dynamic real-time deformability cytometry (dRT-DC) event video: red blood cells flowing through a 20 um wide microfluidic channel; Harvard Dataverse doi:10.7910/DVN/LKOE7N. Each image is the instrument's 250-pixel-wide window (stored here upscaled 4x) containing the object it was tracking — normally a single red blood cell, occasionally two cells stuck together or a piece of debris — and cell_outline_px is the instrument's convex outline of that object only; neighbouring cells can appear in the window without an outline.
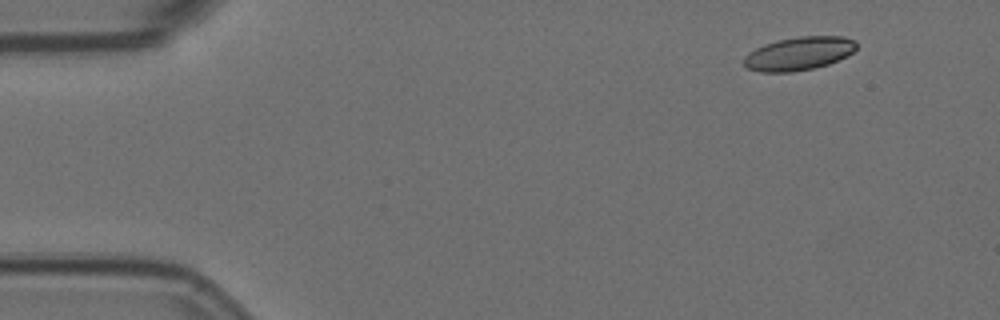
{"species": "Egyptian fruit bat (a non-hibernating species)", "species_latin": "Rousettus aegyptiacus", "temperature_condition": "room temperature", "stored_images_in_passage": 52, "camera_frame_rate_fps": 3000, "um_per_image_px": 0.085, "animal": {"sex": "female"}, "frame": {"image": 1, "passage_image": 1, "time_ms": 0.0, "image_size_px": [1000, 320], "cell_outline_px": [[856, 48], [852, 52], [828, 64], [812, 68], [792, 72], [760, 72], [748, 68], [744, 64], [744, 56], [748, 52], [764, 44], [776, 40], [800, 36], [844, 36], [856, 40]], "centroid_in_image_um": [67.88, 4.54], "position_along_channel_um": 17.1, "area_um2": 21.79}}
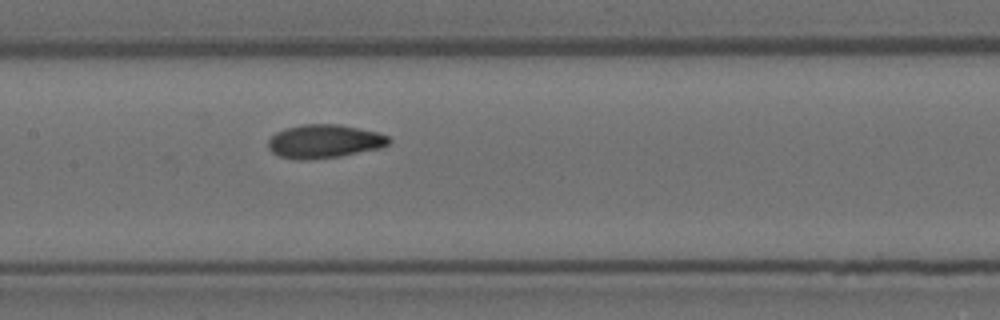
{"frame": {"image": 2, "passage_image": 23, "time_ms": 7.333, "image_size_px": [1000, 320], "cell_outline_px": [[392, 140], [388, 144], [380, 148], [340, 156], [308, 160], [296, 160], [280, 156], [272, 152], [268, 148], [268, 140], [276, 132], [284, 128], [304, 124], [336, 124], [376, 132], [388, 136]], "centroid_in_image_um": [27.53, 12.02], "position_along_channel_um": 179.9, "area_um2": 23.52}}
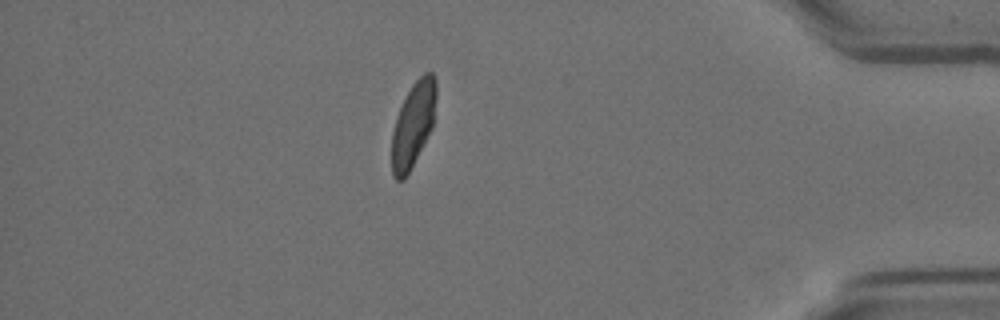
{"frame": {"image": 3, "passage_image": 45, "time_ms": 14.667, "image_size_px": [1000, 320], "cell_outline_px": [[436, 96], [432, 128], [404, 180], [396, 180], [392, 176], [392, 132], [396, 116], [412, 84], [424, 72], [432, 72], [436, 80]], "centroid_in_image_um": [35.11, 10.57], "position_along_channel_um": 400.1, "area_um2": 21.68}, "authors_computed_cell_mechanics": {"area_um2": 22.8021, "velocity_mm_per_s": 3.5651, "shape_relaxation_time_tau1_ms": 4.2956, "shape_relaxation_time_tau2_ms": 1.4766, "deformation_change_tau1": 0.1509, "deformation_change_tau2": 0.0667}}